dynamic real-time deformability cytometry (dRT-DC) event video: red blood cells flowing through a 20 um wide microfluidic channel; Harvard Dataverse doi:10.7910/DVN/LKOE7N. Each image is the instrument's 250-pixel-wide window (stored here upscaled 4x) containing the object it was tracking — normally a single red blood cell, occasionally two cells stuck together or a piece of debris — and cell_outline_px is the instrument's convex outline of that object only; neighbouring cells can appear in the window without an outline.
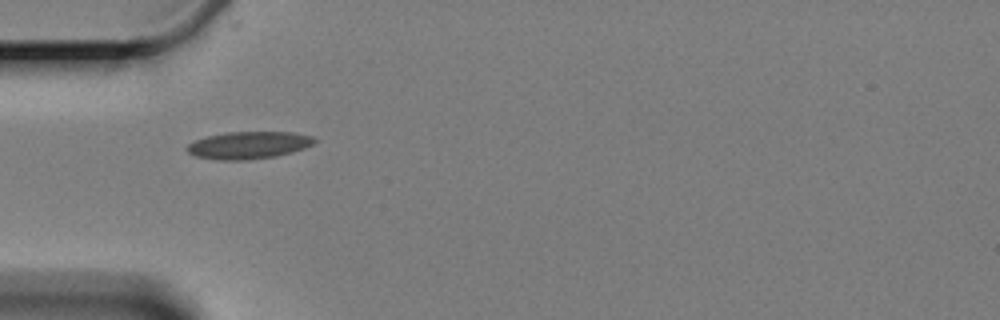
{"species": "Egyptian fruit bat (a non-hibernating species)", "species_latin": "Rousettus aegyptiacus", "temperature_condition": "cold", "stored_images_in_passage": 2, "camera_frame_rate_fps": 3000, "um_per_image_px": 0.085, "animal": {"sex": "female"}, "frame": {"image": 1, "passage_image": 1, "time_ms": 0.0, "image_size_px": [1000, 320], "cell_outline_px": [[316, 140], [312, 144], [304, 148], [292, 152], [276, 156], [240, 160], [220, 160], [196, 156], [188, 152], [184, 148], [188, 144], [196, 140], [208, 136], [228, 132], [292, 132], [312, 136]], "centroid_in_image_um": [21.12, 12.33], "position_along_channel_um": 63.9, "area_um2": 20.06}}
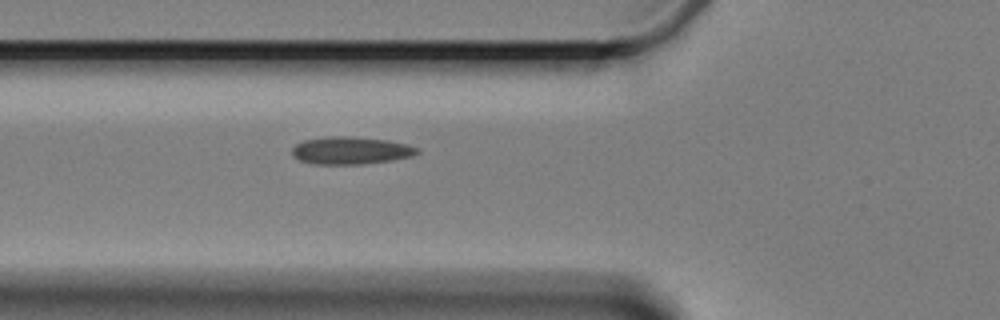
{"frame": {"image": 2, "passage_image": 2, "time_ms": 1.0, "image_size_px": [1000, 320], "cell_outline_px": [[420, 152], [412, 156], [392, 160], [364, 164], [316, 164], [300, 160], [292, 156], [292, 148], [296, 144], [304, 140], [328, 136], [352, 136], [388, 140], [408, 144], [420, 148]], "centroid_in_image_um": [29.84, 12.78], "position_along_channel_um": 96.0, "area_um2": 20.23}}